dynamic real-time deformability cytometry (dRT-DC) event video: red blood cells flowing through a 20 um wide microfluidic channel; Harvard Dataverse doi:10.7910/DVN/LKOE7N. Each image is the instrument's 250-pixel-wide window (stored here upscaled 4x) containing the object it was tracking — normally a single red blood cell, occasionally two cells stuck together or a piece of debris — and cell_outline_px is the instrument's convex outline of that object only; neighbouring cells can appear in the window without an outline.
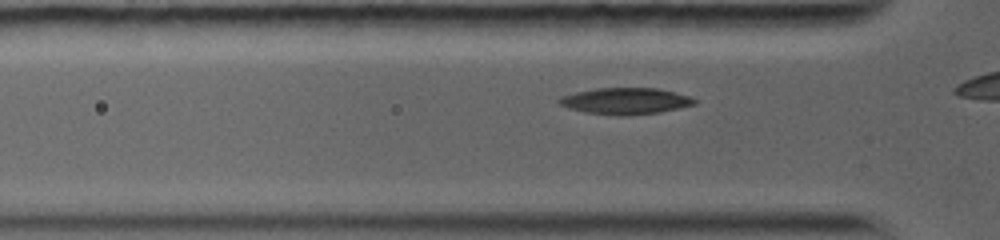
{"species": "common noctule bat (a hibernating species)", "species_latin": "Nyctalus noctula", "temperature_condition": "warm", "stored_images_in_passage": 12, "camera_frame_rate_fps": 5000, "um_per_image_px": 0.085, "animal": {"sex": "female", "body_mass_g": 19.0, "forearm_length_mm": 56.7}, "frame": {"image": 1, "passage_image": 4, "time_ms": 0.8, "image_size_px": [1000, 240], "cell_outline_px": [[696, 104], [660, 112], [624, 116], [616, 116], [584, 112], [568, 108], [560, 104], [556, 100], [560, 96], [576, 92], [596, 88], [656, 88], [688, 96], [696, 100]], "centroid_in_image_um": [53.11, 8.59], "position_along_channel_um": 72.7, "area_um2": 20.81}}
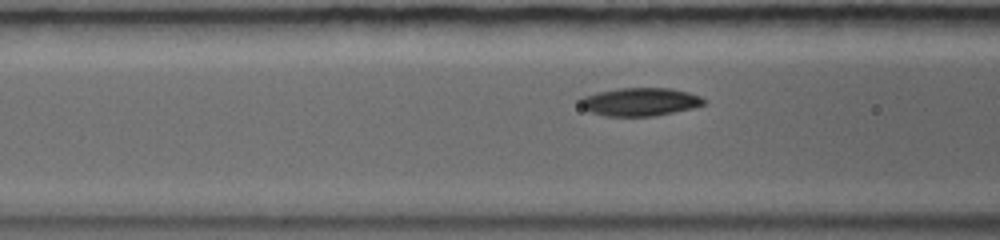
{"frame": {"image": 2, "passage_image": 9, "time_ms": 1.8, "image_size_px": [1000, 240], "cell_outline_px": [[708, 104], [692, 108], [656, 116], [604, 116], [592, 112], [584, 108], [580, 104], [580, 100], [584, 96], [596, 92], [620, 88], [672, 88], [688, 92], [700, 96], [708, 100]], "centroid_in_image_um": [54.46, 8.65], "position_along_channel_um": 112.1, "area_um2": 20.4}}